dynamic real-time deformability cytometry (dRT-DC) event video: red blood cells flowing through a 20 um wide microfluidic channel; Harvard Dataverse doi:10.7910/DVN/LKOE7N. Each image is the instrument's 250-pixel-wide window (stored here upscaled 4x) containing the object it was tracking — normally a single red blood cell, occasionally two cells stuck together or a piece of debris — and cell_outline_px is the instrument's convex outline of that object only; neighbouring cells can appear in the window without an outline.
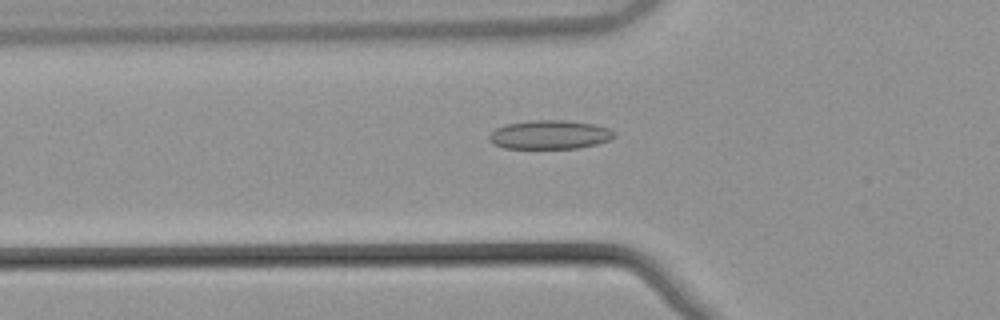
{"species": "common noctule bat (a hibernating species)", "species_latin": "Nyctalus noctula", "temperature_condition": "warm", "stored_images_in_passage": 54, "camera_frame_rate_fps": 3000, "um_per_image_px": 0.085, "animal": {"sex": "male", "body_mass_g": 21.5, "forearm_length_mm": 52.0}, "frame": {"image": 1, "passage_image": 19, "time_ms": 6.0, "image_size_px": [1000, 320], "cell_outline_px": [[616, 136], [608, 140], [596, 144], [576, 148], [504, 148], [492, 144], [488, 140], [488, 136], [496, 128], [504, 124], [532, 120], [564, 120], [596, 124], [612, 128], [616, 132]], "centroid_in_image_um": [46.74, 11.44], "position_along_channel_um": 79.1, "area_um2": 21.27}}
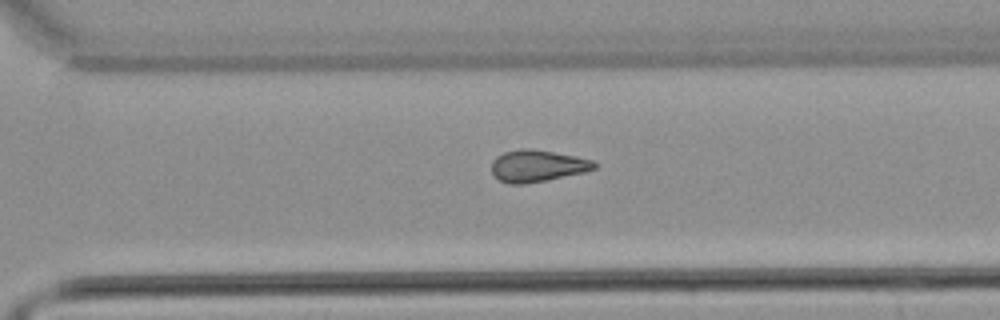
{"frame": {"image": 2, "passage_image": 38, "time_ms": 12.333, "image_size_px": [1000, 320], "cell_outline_px": [[596, 168], [584, 172], [524, 184], [508, 184], [500, 180], [492, 172], [492, 160], [496, 156], [504, 152], [520, 148], [532, 148], [576, 156], [592, 160], [596, 164]], "centroid_in_image_um": [45.65, 14.08], "position_along_channel_um": 325.0, "area_um2": 18.96}}
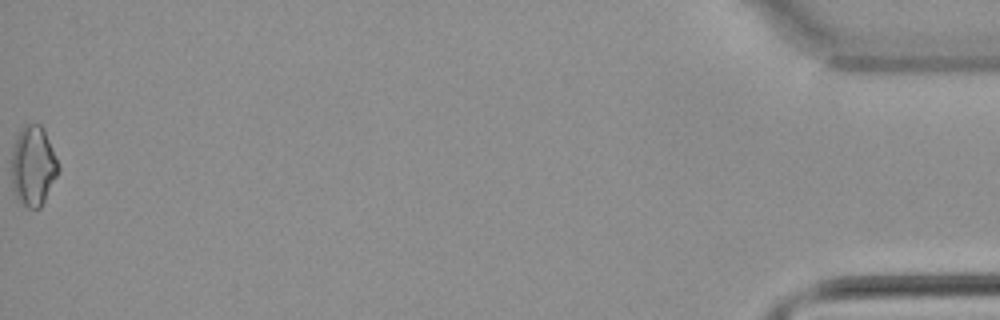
{"frame": {"image": 3, "passage_image": 54, "time_ms": 17.667, "image_size_px": [1000, 320], "cell_outline_px": [[60, 168], [40, 208], [28, 208], [16, 200], [12, 184], [12, 152], [16, 136], [20, 128], [24, 124], [40, 124], [44, 128]], "centroid_in_image_um": [2.8, 14.09], "position_along_channel_um": 432.4, "area_um2": 21.73}, "authors_computed_cell_mechanics": {"area_um2": 19.5075, "velocity_mm_per_s": 3.8856, "shape_relaxation_time_tau1_ms": null, "shape_relaxation_time_tau2_ms": 5.5254, "deformation_change_tau1": null, "deformation_change_tau2": 0.1353}}